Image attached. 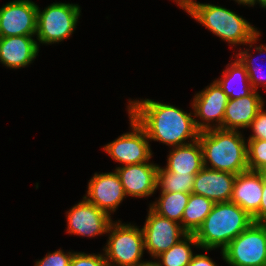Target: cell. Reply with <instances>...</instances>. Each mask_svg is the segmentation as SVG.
Wrapping results in <instances>:
<instances>
[{"label": "cell", "mask_w": 266, "mask_h": 266, "mask_svg": "<svg viewBox=\"0 0 266 266\" xmlns=\"http://www.w3.org/2000/svg\"><path fill=\"white\" fill-rule=\"evenodd\" d=\"M190 194L183 192H161L158 200L150 204V208L157 214L176 221L182 226V216L189 201Z\"/></svg>", "instance_id": "obj_22"}, {"label": "cell", "mask_w": 266, "mask_h": 266, "mask_svg": "<svg viewBox=\"0 0 266 266\" xmlns=\"http://www.w3.org/2000/svg\"><path fill=\"white\" fill-rule=\"evenodd\" d=\"M252 217L253 221L256 223L266 224V178H264V176L260 208Z\"/></svg>", "instance_id": "obj_30"}, {"label": "cell", "mask_w": 266, "mask_h": 266, "mask_svg": "<svg viewBox=\"0 0 266 266\" xmlns=\"http://www.w3.org/2000/svg\"><path fill=\"white\" fill-rule=\"evenodd\" d=\"M259 3L262 8L266 9V0H254V5Z\"/></svg>", "instance_id": "obj_35"}, {"label": "cell", "mask_w": 266, "mask_h": 266, "mask_svg": "<svg viewBox=\"0 0 266 266\" xmlns=\"http://www.w3.org/2000/svg\"><path fill=\"white\" fill-rule=\"evenodd\" d=\"M174 2H176V4H178L182 10L185 8L186 4H187V0H173Z\"/></svg>", "instance_id": "obj_34"}, {"label": "cell", "mask_w": 266, "mask_h": 266, "mask_svg": "<svg viewBox=\"0 0 266 266\" xmlns=\"http://www.w3.org/2000/svg\"><path fill=\"white\" fill-rule=\"evenodd\" d=\"M221 255L230 266H266V224L253 222Z\"/></svg>", "instance_id": "obj_7"}, {"label": "cell", "mask_w": 266, "mask_h": 266, "mask_svg": "<svg viewBox=\"0 0 266 266\" xmlns=\"http://www.w3.org/2000/svg\"><path fill=\"white\" fill-rule=\"evenodd\" d=\"M236 174L203 167L196 175L192 193L214 203L229 202Z\"/></svg>", "instance_id": "obj_15"}, {"label": "cell", "mask_w": 266, "mask_h": 266, "mask_svg": "<svg viewBox=\"0 0 266 266\" xmlns=\"http://www.w3.org/2000/svg\"><path fill=\"white\" fill-rule=\"evenodd\" d=\"M70 266H108L104 254L74 252Z\"/></svg>", "instance_id": "obj_27"}, {"label": "cell", "mask_w": 266, "mask_h": 266, "mask_svg": "<svg viewBox=\"0 0 266 266\" xmlns=\"http://www.w3.org/2000/svg\"><path fill=\"white\" fill-rule=\"evenodd\" d=\"M261 172H262L264 178H266V167L264 169H262Z\"/></svg>", "instance_id": "obj_36"}, {"label": "cell", "mask_w": 266, "mask_h": 266, "mask_svg": "<svg viewBox=\"0 0 266 266\" xmlns=\"http://www.w3.org/2000/svg\"><path fill=\"white\" fill-rule=\"evenodd\" d=\"M253 222V217L237 204L215 203L194 235L199 248L210 251L220 247L222 251Z\"/></svg>", "instance_id": "obj_4"}, {"label": "cell", "mask_w": 266, "mask_h": 266, "mask_svg": "<svg viewBox=\"0 0 266 266\" xmlns=\"http://www.w3.org/2000/svg\"><path fill=\"white\" fill-rule=\"evenodd\" d=\"M34 35L0 37V62L11 69H20L34 61L39 44Z\"/></svg>", "instance_id": "obj_16"}, {"label": "cell", "mask_w": 266, "mask_h": 266, "mask_svg": "<svg viewBox=\"0 0 266 266\" xmlns=\"http://www.w3.org/2000/svg\"><path fill=\"white\" fill-rule=\"evenodd\" d=\"M263 100L255 90L248 96L229 99L220 129L238 131L248 128L256 114L265 106Z\"/></svg>", "instance_id": "obj_18"}, {"label": "cell", "mask_w": 266, "mask_h": 266, "mask_svg": "<svg viewBox=\"0 0 266 266\" xmlns=\"http://www.w3.org/2000/svg\"><path fill=\"white\" fill-rule=\"evenodd\" d=\"M236 1L238 4H242V5H248V6H254V0H234Z\"/></svg>", "instance_id": "obj_32"}, {"label": "cell", "mask_w": 266, "mask_h": 266, "mask_svg": "<svg viewBox=\"0 0 266 266\" xmlns=\"http://www.w3.org/2000/svg\"><path fill=\"white\" fill-rule=\"evenodd\" d=\"M159 165L144 162L119 166L114 171L118 174L126 196L134 198L149 197L155 193L157 169Z\"/></svg>", "instance_id": "obj_14"}, {"label": "cell", "mask_w": 266, "mask_h": 266, "mask_svg": "<svg viewBox=\"0 0 266 266\" xmlns=\"http://www.w3.org/2000/svg\"><path fill=\"white\" fill-rule=\"evenodd\" d=\"M214 204L213 201L204 196L190 193L182 216V228L188 234H194L212 211Z\"/></svg>", "instance_id": "obj_21"}, {"label": "cell", "mask_w": 266, "mask_h": 266, "mask_svg": "<svg viewBox=\"0 0 266 266\" xmlns=\"http://www.w3.org/2000/svg\"><path fill=\"white\" fill-rule=\"evenodd\" d=\"M115 222L108 229L109 238L103 249L108 266H135L145 262L142 260L145 251L142 228L120 220Z\"/></svg>", "instance_id": "obj_5"}, {"label": "cell", "mask_w": 266, "mask_h": 266, "mask_svg": "<svg viewBox=\"0 0 266 266\" xmlns=\"http://www.w3.org/2000/svg\"><path fill=\"white\" fill-rule=\"evenodd\" d=\"M240 50L241 51H239V53H236V55H237L236 58L241 62V64L247 70V74H248L249 81H250L252 88L255 91H257V88H259L258 85L259 86L263 85L264 88H266V74H263L260 71L261 67L259 68L258 64L253 63V62H255V60L251 58L252 52L249 51L250 49H246V50L240 49ZM249 52H251V53H249Z\"/></svg>", "instance_id": "obj_26"}, {"label": "cell", "mask_w": 266, "mask_h": 266, "mask_svg": "<svg viewBox=\"0 0 266 266\" xmlns=\"http://www.w3.org/2000/svg\"><path fill=\"white\" fill-rule=\"evenodd\" d=\"M248 128H251L253 132L248 139L266 140V110H264V106L256 114V117L253 119Z\"/></svg>", "instance_id": "obj_29"}, {"label": "cell", "mask_w": 266, "mask_h": 266, "mask_svg": "<svg viewBox=\"0 0 266 266\" xmlns=\"http://www.w3.org/2000/svg\"><path fill=\"white\" fill-rule=\"evenodd\" d=\"M198 140L204 167L236 175L248 170L247 142L239 130L209 129Z\"/></svg>", "instance_id": "obj_3"}, {"label": "cell", "mask_w": 266, "mask_h": 266, "mask_svg": "<svg viewBox=\"0 0 266 266\" xmlns=\"http://www.w3.org/2000/svg\"><path fill=\"white\" fill-rule=\"evenodd\" d=\"M84 197L100 210L111 215V212H115L127 196L115 171L95 173L88 182L87 195Z\"/></svg>", "instance_id": "obj_13"}, {"label": "cell", "mask_w": 266, "mask_h": 266, "mask_svg": "<svg viewBox=\"0 0 266 266\" xmlns=\"http://www.w3.org/2000/svg\"><path fill=\"white\" fill-rule=\"evenodd\" d=\"M199 248L194 234H187L177 244L156 257L158 266H189L192 256V246ZM160 259V260H159Z\"/></svg>", "instance_id": "obj_23"}, {"label": "cell", "mask_w": 266, "mask_h": 266, "mask_svg": "<svg viewBox=\"0 0 266 266\" xmlns=\"http://www.w3.org/2000/svg\"><path fill=\"white\" fill-rule=\"evenodd\" d=\"M67 233L95 237L108 233L111 216L90 203L85 197L66 212Z\"/></svg>", "instance_id": "obj_11"}, {"label": "cell", "mask_w": 266, "mask_h": 266, "mask_svg": "<svg viewBox=\"0 0 266 266\" xmlns=\"http://www.w3.org/2000/svg\"><path fill=\"white\" fill-rule=\"evenodd\" d=\"M195 175L190 173H172L158 166L156 188L161 189V192H183L190 194L193 190Z\"/></svg>", "instance_id": "obj_24"}, {"label": "cell", "mask_w": 266, "mask_h": 266, "mask_svg": "<svg viewBox=\"0 0 266 266\" xmlns=\"http://www.w3.org/2000/svg\"><path fill=\"white\" fill-rule=\"evenodd\" d=\"M37 8L31 0H15L0 8V37L35 35Z\"/></svg>", "instance_id": "obj_12"}, {"label": "cell", "mask_w": 266, "mask_h": 266, "mask_svg": "<svg viewBox=\"0 0 266 266\" xmlns=\"http://www.w3.org/2000/svg\"><path fill=\"white\" fill-rule=\"evenodd\" d=\"M189 266H217V265L207 255L196 254L192 256Z\"/></svg>", "instance_id": "obj_31"}, {"label": "cell", "mask_w": 266, "mask_h": 266, "mask_svg": "<svg viewBox=\"0 0 266 266\" xmlns=\"http://www.w3.org/2000/svg\"><path fill=\"white\" fill-rule=\"evenodd\" d=\"M247 164L251 171L266 167V140L247 139Z\"/></svg>", "instance_id": "obj_25"}, {"label": "cell", "mask_w": 266, "mask_h": 266, "mask_svg": "<svg viewBox=\"0 0 266 266\" xmlns=\"http://www.w3.org/2000/svg\"><path fill=\"white\" fill-rule=\"evenodd\" d=\"M228 100V96L215 80L195 94L191 105L193 116L201 119V121L195 119L196 128L200 132L221 128ZM212 122L213 125L210 124Z\"/></svg>", "instance_id": "obj_10"}, {"label": "cell", "mask_w": 266, "mask_h": 266, "mask_svg": "<svg viewBox=\"0 0 266 266\" xmlns=\"http://www.w3.org/2000/svg\"><path fill=\"white\" fill-rule=\"evenodd\" d=\"M127 109L144 128L150 141L177 147L198 139L200 131L191 112L151 99L130 100Z\"/></svg>", "instance_id": "obj_1"}, {"label": "cell", "mask_w": 266, "mask_h": 266, "mask_svg": "<svg viewBox=\"0 0 266 266\" xmlns=\"http://www.w3.org/2000/svg\"><path fill=\"white\" fill-rule=\"evenodd\" d=\"M215 81L229 99L245 97L254 91L250 84L247 70L237 58L234 62L227 64L225 70H223L222 77Z\"/></svg>", "instance_id": "obj_20"}, {"label": "cell", "mask_w": 266, "mask_h": 266, "mask_svg": "<svg viewBox=\"0 0 266 266\" xmlns=\"http://www.w3.org/2000/svg\"><path fill=\"white\" fill-rule=\"evenodd\" d=\"M81 9L78 4L52 3L44 10L37 8L36 38L40 44L59 43L73 34Z\"/></svg>", "instance_id": "obj_6"}, {"label": "cell", "mask_w": 266, "mask_h": 266, "mask_svg": "<svg viewBox=\"0 0 266 266\" xmlns=\"http://www.w3.org/2000/svg\"><path fill=\"white\" fill-rule=\"evenodd\" d=\"M129 121L131 132L123 133L103 148L121 166L148 162L153 154L144 128L130 114Z\"/></svg>", "instance_id": "obj_8"}, {"label": "cell", "mask_w": 266, "mask_h": 266, "mask_svg": "<svg viewBox=\"0 0 266 266\" xmlns=\"http://www.w3.org/2000/svg\"><path fill=\"white\" fill-rule=\"evenodd\" d=\"M142 231L144 234V250L155 259L161 253L177 244L188 233L181 224L163 217L150 207Z\"/></svg>", "instance_id": "obj_9"}, {"label": "cell", "mask_w": 266, "mask_h": 266, "mask_svg": "<svg viewBox=\"0 0 266 266\" xmlns=\"http://www.w3.org/2000/svg\"><path fill=\"white\" fill-rule=\"evenodd\" d=\"M135 266H158L156 260H154V262L151 261H145L143 263L137 264Z\"/></svg>", "instance_id": "obj_33"}, {"label": "cell", "mask_w": 266, "mask_h": 266, "mask_svg": "<svg viewBox=\"0 0 266 266\" xmlns=\"http://www.w3.org/2000/svg\"><path fill=\"white\" fill-rule=\"evenodd\" d=\"M262 189V172L247 170L236 175L230 201L253 216L260 208Z\"/></svg>", "instance_id": "obj_17"}, {"label": "cell", "mask_w": 266, "mask_h": 266, "mask_svg": "<svg viewBox=\"0 0 266 266\" xmlns=\"http://www.w3.org/2000/svg\"><path fill=\"white\" fill-rule=\"evenodd\" d=\"M183 10L232 46L250 44L251 48L261 35L260 31L242 16L222 6L187 0Z\"/></svg>", "instance_id": "obj_2"}, {"label": "cell", "mask_w": 266, "mask_h": 266, "mask_svg": "<svg viewBox=\"0 0 266 266\" xmlns=\"http://www.w3.org/2000/svg\"><path fill=\"white\" fill-rule=\"evenodd\" d=\"M74 252H63L62 249L47 253V255L35 262V266H70Z\"/></svg>", "instance_id": "obj_28"}, {"label": "cell", "mask_w": 266, "mask_h": 266, "mask_svg": "<svg viewBox=\"0 0 266 266\" xmlns=\"http://www.w3.org/2000/svg\"><path fill=\"white\" fill-rule=\"evenodd\" d=\"M202 149L199 140L172 147L164 168L172 173L197 174L203 168Z\"/></svg>", "instance_id": "obj_19"}]
</instances>
